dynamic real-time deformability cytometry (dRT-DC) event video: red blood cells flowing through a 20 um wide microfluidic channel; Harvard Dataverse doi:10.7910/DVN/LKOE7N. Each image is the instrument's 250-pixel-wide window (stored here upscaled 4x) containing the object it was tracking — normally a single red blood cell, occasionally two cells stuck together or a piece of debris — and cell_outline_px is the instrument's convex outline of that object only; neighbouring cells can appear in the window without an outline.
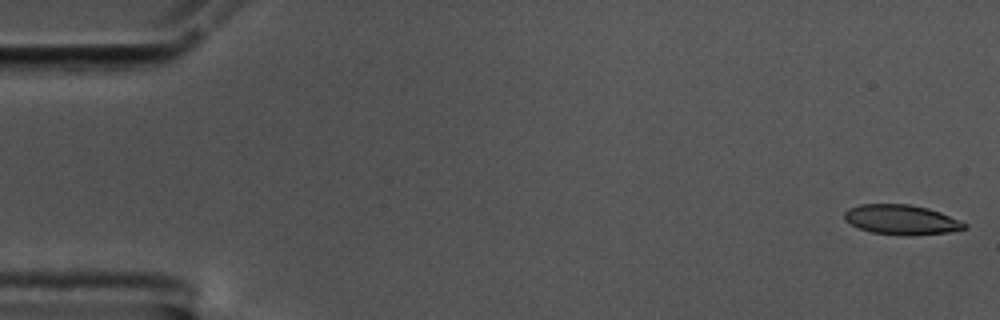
{"species": "common noctule bat (a hibernating species)", "species_latin": "Nyctalus noctula", "temperature_condition": "cold", "stored_images_in_passage": 56, "camera_frame_rate_fps": 3000, "um_per_image_px": 0.085, "animal": {"sex": "male", "body_mass_g": 17.5, "forearm_length_mm": 52.3}, "frame": {"image": 1, "passage_image": 1, "time_ms": 0.0, "image_size_px": [1000, 320], "cell_outline_px": [[968, 228], [948, 232], [908, 236], [872, 232], [860, 228], [844, 220], [844, 212], [848, 208], [860, 204], [908, 204], [928, 208], [940, 212], [960, 220], [968, 224]], "centroid_in_image_um": [76.63, 18.67], "position_along_channel_um": 8.4, "area_um2": 20.87}}
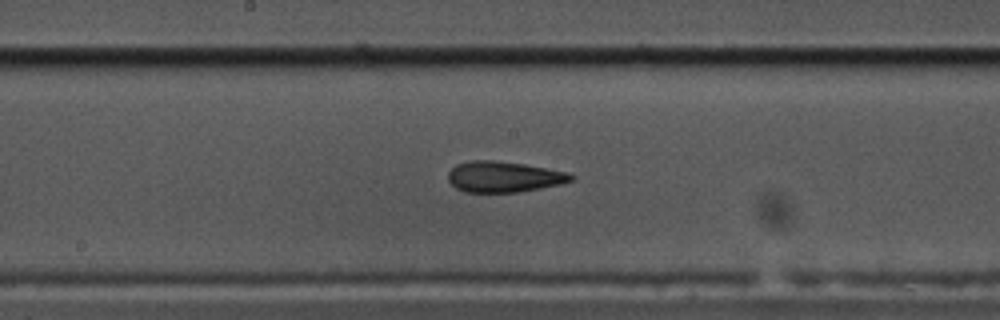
{"frame": {"image": 2, "passage_image": 29, "time_ms": 9.333, "image_size_px": [1000, 320], "cell_outline_px": [[576, 176], [572, 180], [560, 184], [540, 188], [516, 192], [464, 192], [456, 188], [448, 180], [448, 172], [456, 164], [472, 160], [496, 160], [524, 164], [548, 168], [568, 172]], "centroid_in_image_um": [42.82, 15.02], "position_along_channel_um": 205.4, "area_um2": 22.14}}
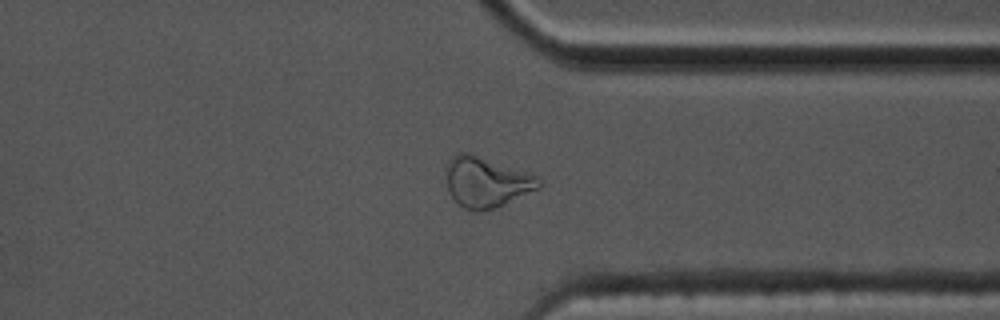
{"frame": {"image": 3, "passage_image": 43, "time_ms": 14.0, "image_size_px": [1000, 320], "cell_outline_px": [[544, 184], [540, 188], [496, 208], [480, 212], [472, 212], [464, 208], [448, 192], [448, 160], [456, 152], [468, 152], [528, 172], [536, 176]], "centroid_in_image_um": [41.37, 15.49], "position_along_channel_um": 370.0, "area_um2": 27.22}, "authors_computed_cell_mechanics": {"area_um2": 22.1663, "velocity_mm_per_s": 3.5594, "shape_relaxation_time_tau1_ms": null, "shape_relaxation_time_tau2_ms": 3.5774, "deformation_change_tau1": null, "deformation_change_tau2": 0.1201}}